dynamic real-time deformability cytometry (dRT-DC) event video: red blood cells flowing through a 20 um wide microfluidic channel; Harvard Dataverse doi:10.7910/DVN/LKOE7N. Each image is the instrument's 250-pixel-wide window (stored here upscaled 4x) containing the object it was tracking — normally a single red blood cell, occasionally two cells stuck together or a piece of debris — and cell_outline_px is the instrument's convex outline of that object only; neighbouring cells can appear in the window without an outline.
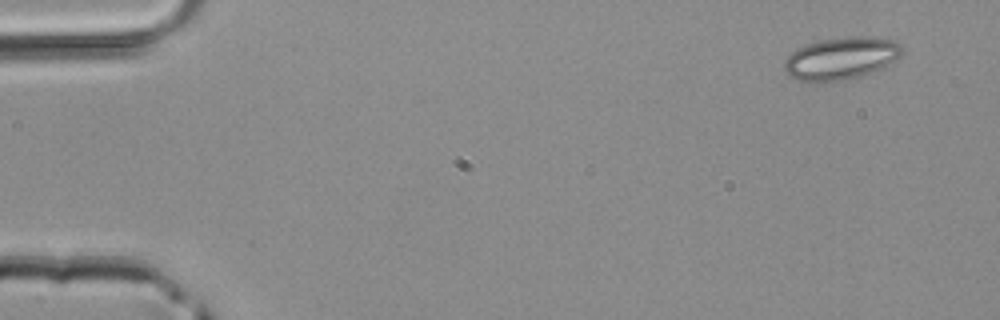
{"species": "common noctule bat (a hibernating species)", "species_latin": "Nyctalus noctula", "temperature_condition": "room temperature", "stored_images_in_passage": 4, "camera_frame_rate_fps": 3000, "um_per_image_px": 0.085, "animal": {"sex": "male", "body_mass_g": 20.4}, "frame": {"image": 1, "passage_image": 1, "time_ms": 0.0, "image_size_px": [1000, 320], "cell_outline_px": [[904, 52], [900, 56], [888, 64], [872, 72], [840, 80], [816, 84], [800, 80], [788, 76], [784, 72], [784, 60], [796, 48], [820, 40], [848, 36], [860, 36], [892, 40], [900, 44], [904, 48]], "centroid_in_image_um": [71.44, 4.97], "position_along_channel_um": 13.6, "area_um2": 29.13}}
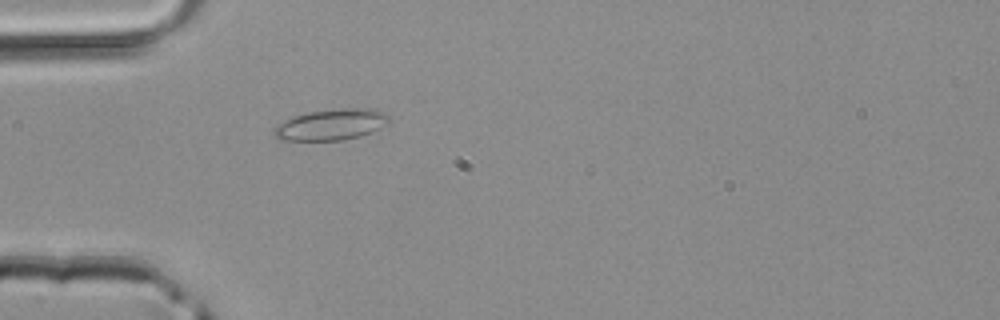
{"frame": {"image": 2, "passage_image": 4, "time_ms": 1.0, "image_size_px": [1000, 320], "cell_outline_px": [[392, 120], [388, 124], [372, 132], [360, 136], [340, 140], [280, 140], [276, 136], [276, 128], [284, 120], [308, 112], [340, 108], [372, 108], [388, 112], [392, 116]], "centroid_in_image_um": [28.3, 10.57], "position_along_channel_um": 56.7, "area_um2": 20.87}}